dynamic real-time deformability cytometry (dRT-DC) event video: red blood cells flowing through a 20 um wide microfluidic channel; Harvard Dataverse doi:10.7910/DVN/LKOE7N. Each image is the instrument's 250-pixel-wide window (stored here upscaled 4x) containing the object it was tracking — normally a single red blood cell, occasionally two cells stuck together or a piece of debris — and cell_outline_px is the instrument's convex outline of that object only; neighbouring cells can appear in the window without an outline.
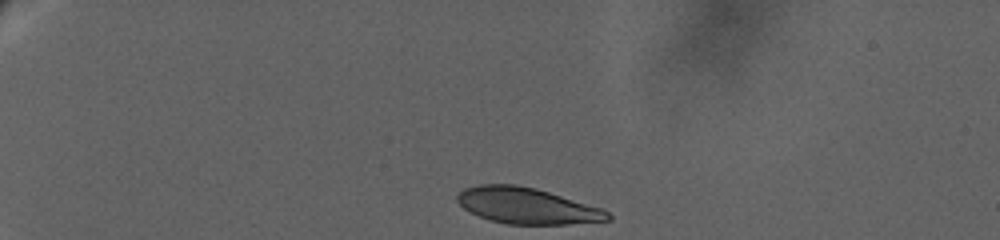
{"species": "human", "species_latin": "Homo sapiens", "temperature_condition": "warm", "stored_images_in_passage": 11, "camera_frame_rate_fps": 3000, "um_per_image_px": 0.085, "donor": {"sex": "female"}, "frame": {"image": 1, "passage_image": 1, "time_ms": 0.0, "image_size_px": [1000, 240], "cell_outline_px": [[612, 220], [568, 224], [508, 224], [488, 220], [464, 208], [456, 200], [456, 196], [464, 188], [480, 184], [516, 184], [536, 188], [600, 208], [608, 212], [612, 216]], "centroid_in_image_um": [44.77, 17.49], "position_along_channel_um": 40.2, "area_um2": 31.44}}